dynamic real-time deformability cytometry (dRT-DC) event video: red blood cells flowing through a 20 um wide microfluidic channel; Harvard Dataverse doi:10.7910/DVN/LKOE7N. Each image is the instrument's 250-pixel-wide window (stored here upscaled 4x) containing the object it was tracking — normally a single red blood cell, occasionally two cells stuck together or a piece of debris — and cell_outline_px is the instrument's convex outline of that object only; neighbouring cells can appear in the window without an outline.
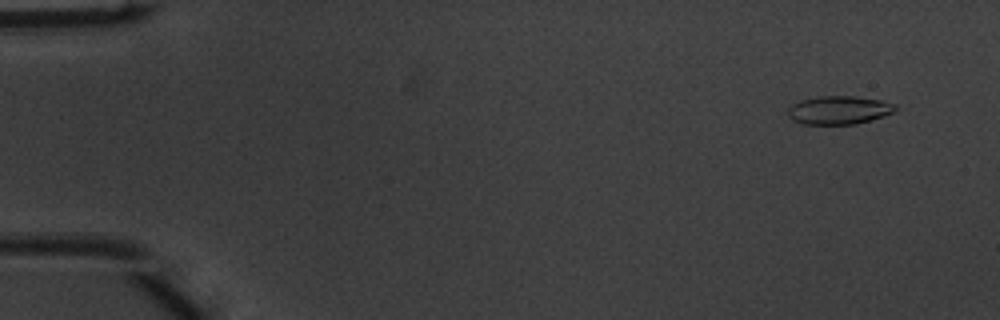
{"species": "common noctule bat (a hibernating species)", "species_latin": "Nyctalus noctula", "temperature_condition": "warm", "stored_images_in_passage": 10, "camera_frame_rate_fps": 3000, "um_per_image_px": 0.085, "animal": {"sex": "male", "body_mass_g": 20.1, "forearm_length_mm": 53.5}, "frame": {"image": 1, "passage_image": 1, "time_ms": 0.0, "image_size_px": [1000, 320], "cell_outline_px": [[896, 112], [884, 116], [856, 124], [804, 124], [792, 120], [788, 116], [788, 108], [792, 104], [800, 100], [820, 96], [856, 96], [880, 100], [896, 104]], "centroid_in_image_um": [71.32, 9.35], "position_along_channel_um": 13.7, "area_um2": 17.86}}